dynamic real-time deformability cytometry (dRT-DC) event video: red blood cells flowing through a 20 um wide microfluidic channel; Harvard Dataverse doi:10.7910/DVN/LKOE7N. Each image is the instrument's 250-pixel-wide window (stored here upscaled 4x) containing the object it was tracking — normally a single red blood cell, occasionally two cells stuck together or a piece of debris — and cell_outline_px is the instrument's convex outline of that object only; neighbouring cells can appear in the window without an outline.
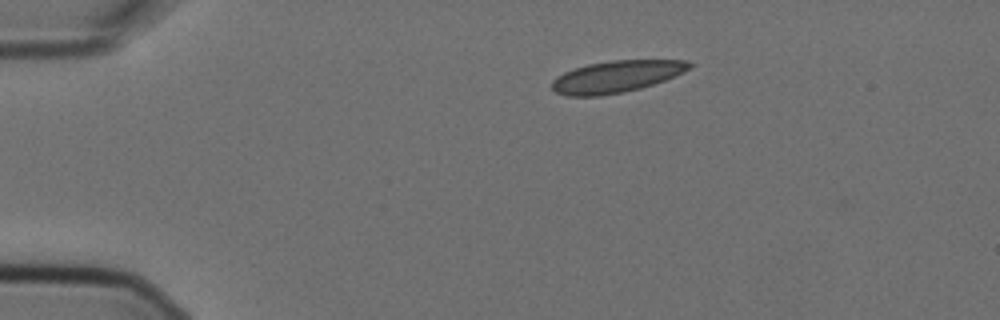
{"species": "Egyptian fruit bat (a non-hibernating species)", "species_latin": "Rousettus aegyptiacus", "temperature_condition": "cold", "stored_images_in_passage": 2, "camera_frame_rate_fps": 3000, "um_per_image_px": 0.085, "animal": {"sex": "female"}, "frame": {"image": 1, "passage_image": 1, "time_ms": 0.0, "image_size_px": [1000, 320], "cell_outline_px": [[692, 64], [684, 72], [676, 76], [640, 88], [624, 92], [600, 96], [568, 96], [556, 92], [552, 88], [552, 80], [556, 76], [572, 68], [588, 64], [612, 60], [688, 60]], "centroid_in_image_um": [52.36, 6.51], "position_along_channel_um": 32.6, "area_um2": 25.49}}